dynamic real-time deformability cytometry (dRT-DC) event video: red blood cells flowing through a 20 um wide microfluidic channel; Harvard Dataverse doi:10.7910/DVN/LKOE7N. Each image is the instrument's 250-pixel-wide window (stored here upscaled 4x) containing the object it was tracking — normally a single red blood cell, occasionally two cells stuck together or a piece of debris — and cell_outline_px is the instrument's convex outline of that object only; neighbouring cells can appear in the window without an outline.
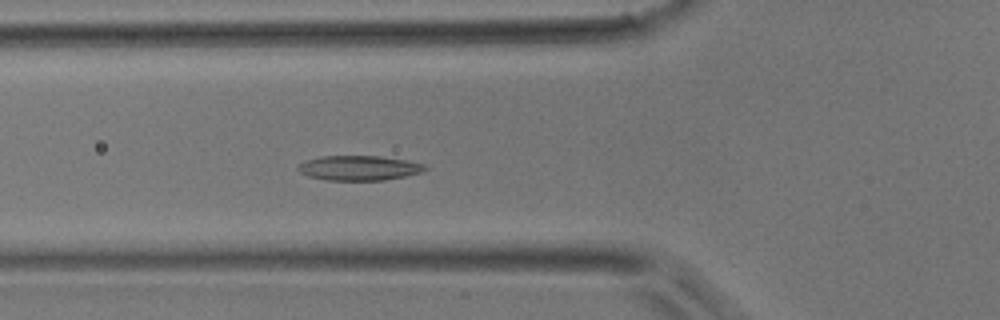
{"species": "common noctule bat (a hibernating species)", "species_latin": "Nyctalus noctula", "temperature_condition": "room temperature", "stored_images_in_passage": 40, "camera_frame_rate_fps": 3000, "um_per_image_px": 0.085, "animal": {"sex": "male", "body_mass_g": 17.9}, "frame": {"image": 1, "passage_image": 11, "time_ms": 3.333, "image_size_px": [1000, 320], "cell_outline_px": [[428, 168], [420, 172], [404, 176], [384, 180], [328, 180], [308, 176], [300, 172], [296, 168], [304, 160], [320, 156], [380, 156], [408, 160], [424, 164]], "centroid_in_image_um": [30.49, 14.27], "position_along_channel_um": 95.3, "area_um2": 18.32}}
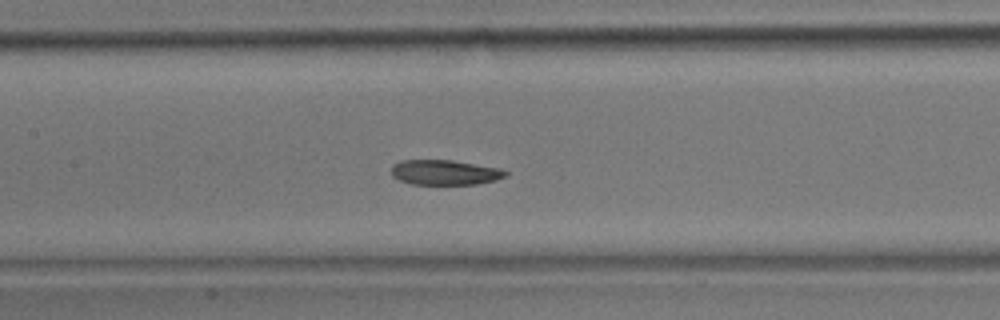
{"frame": {"image": 2, "passage_image": 16, "time_ms": 5.0, "image_size_px": [1000, 320], "cell_outline_px": [[508, 176], [496, 180], [476, 184], [412, 184], [400, 180], [392, 176], [392, 164], [400, 160], [452, 160], [500, 168], [508, 172]], "centroid_in_image_um": [37.82, 14.65], "position_along_channel_um": 169.6, "area_um2": 16.7}}
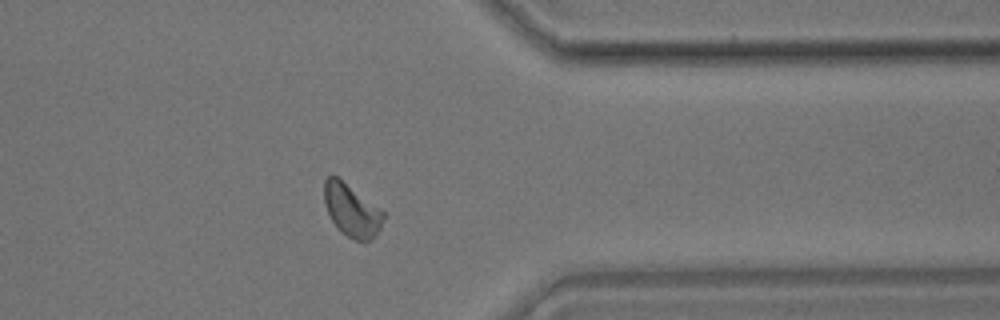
{"frame": {"image": 3, "passage_image": 31, "time_ms": 10.0, "image_size_px": [1000, 320], "cell_outline_px": [[384, 220], [376, 236], [372, 240], [364, 244], [348, 236], [332, 220], [324, 204], [324, 180], [332, 172], [384, 212]], "centroid_in_image_um": [29.9, 17.87], "position_along_channel_um": 381.5, "area_um2": 18.09}}